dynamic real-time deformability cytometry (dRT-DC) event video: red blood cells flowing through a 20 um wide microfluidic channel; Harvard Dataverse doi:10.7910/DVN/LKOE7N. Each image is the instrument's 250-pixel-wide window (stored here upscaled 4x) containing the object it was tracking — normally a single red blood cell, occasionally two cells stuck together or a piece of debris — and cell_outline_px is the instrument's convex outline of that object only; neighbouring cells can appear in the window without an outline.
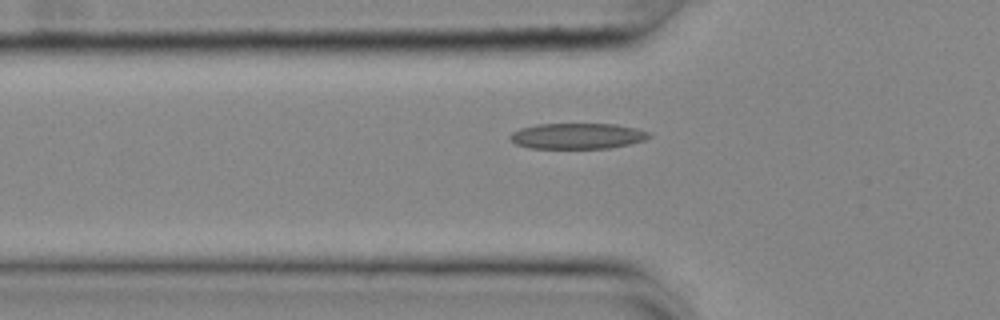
{"species": "common noctule bat (a hibernating species)", "species_latin": "Nyctalus noctula", "temperature_condition": "cold", "stored_images_in_passage": 42, "camera_frame_rate_fps": 3000, "um_per_image_px": 0.085, "animal": {"sex": "female", "body_mass_g": 25.1}, "frame": {"image": 1, "passage_image": 11, "time_ms": 3.333, "image_size_px": [1000, 320], "cell_outline_px": [[652, 136], [644, 140], [628, 144], [608, 148], [528, 148], [516, 144], [508, 136], [512, 132], [520, 128], [536, 124], [616, 124], [636, 128], [648, 132]], "centroid_in_image_um": [49.05, 11.55], "position_along_channel_um": 76.7, "area_um2": 20.81}}
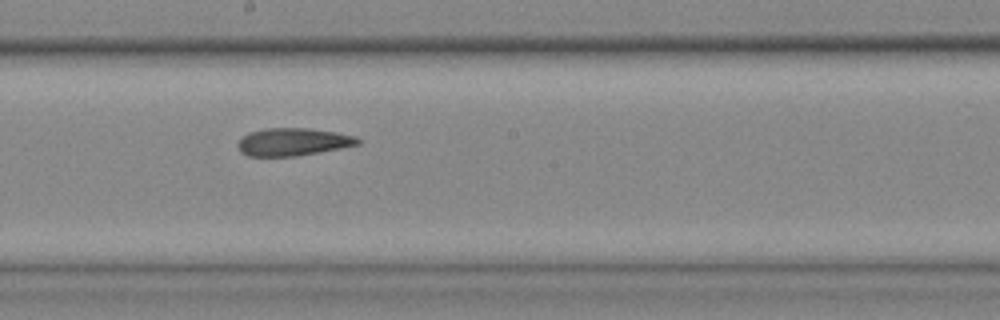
{"frame": {"image": 2, "passage_image": 23, "time_ms": 7.333, "image_size_px": [1000, 320], "cell_outline_px": [[360, 144], [340, 148], [296, 156], [248, 156], [240, 152], [236, 144], [240, 136], [248, 132], [264, 128], [308, 128], [336, 132], [356, 136], [360, 140]], "centroid_in_image_um": [24.84, 12.05], "position_along_channel_um": 223.4, "area_um2": 19.54}}
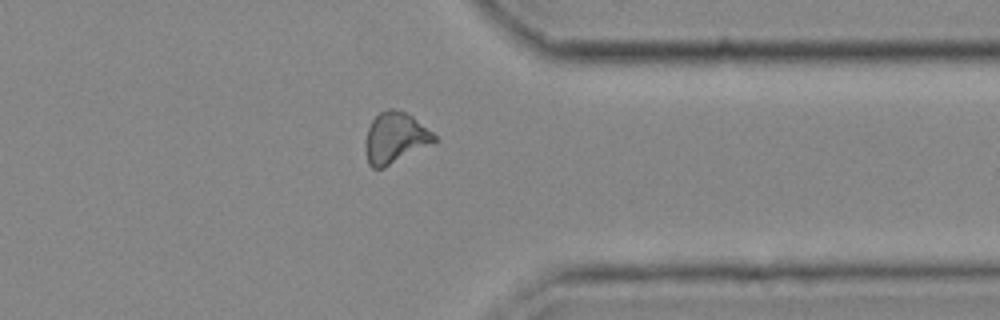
{"frame": {"image": 3, "passage_image": 36, "time_ms": 11.667, "image_size_px": [1000, 320], "cell_outline_px": [[436, 140], [384, 168], [372, 168], [368, 164], [364, 144], [368, 128], [372, 120], [380, 112], [388, 108], [392, 108], [404, 112], [412, 116], [432, 132], [436, 136]], "centroid_in_image_um": [33.53, 11.71], "position_along_channel_um": 377.9, "area_um2": 20.06}, "authors_computed_cell_mechanics": {"area_um2": 19.7387, "velocity_mm_per_s": 3.6669, "shape_relaxation_time_tau1_ms": null, "shape_relaxation_time_tau2_ms": 8.1733, "deformation_change_tau1": null, "deformation_change_tau2": 0.1887}}